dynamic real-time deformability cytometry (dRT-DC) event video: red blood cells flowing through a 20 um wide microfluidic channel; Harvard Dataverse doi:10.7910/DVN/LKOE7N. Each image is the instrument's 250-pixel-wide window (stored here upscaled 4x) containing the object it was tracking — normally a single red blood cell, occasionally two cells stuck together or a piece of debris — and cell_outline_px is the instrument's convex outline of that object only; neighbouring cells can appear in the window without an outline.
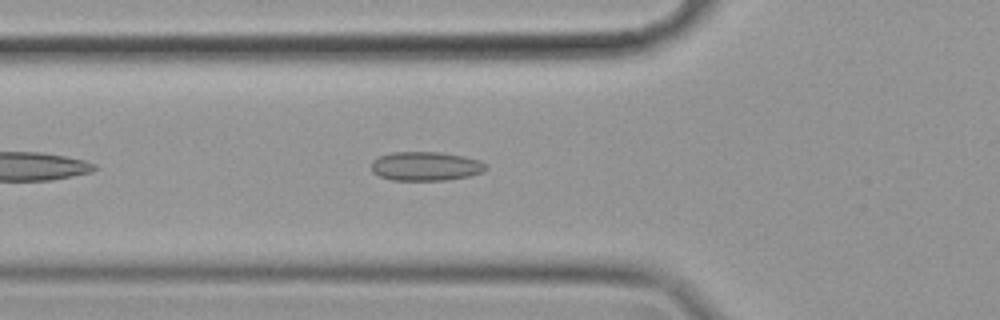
{"species": "common noctule bat (a hibernating species)", "species_latin": "Nyctalus noctula", "temperature_condition": "cold", "stored_images_in_passage": 45, "camera_frame_rate_fps": 3000, "um_per_image_px": 0.085, "animal": {"sex": "female", "body_mass_g": 19.9}, "frame": {"image": 1, "passage_image": 8, "time_ms": 2.333, "image_size_px": [1000, 320], "cell_outline_px": [[488, 168], [484, 172], [468, 176], [444, 180], [392, 180], [380, 176], [372, 172], [372, 160], [380, 156], [392, 152], [440, 152], [464, 156], [480, 160], [488, 164]], "centroid_in_image_um": [36.22, 14.12], "position_along_channel_um": 89.6, "area_um2": 19.48}}
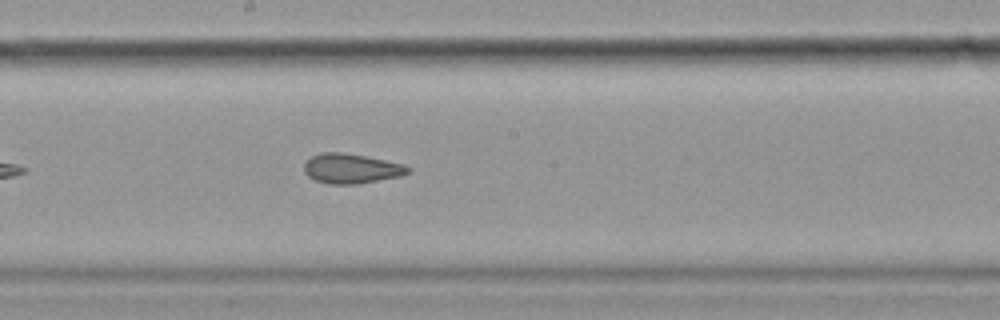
{"frame": {"image": 2, "passage_image": 19, "time_ms": 6.0, "image_size_px": [1000, 320], "cell_outline_px": [[412, 168], [408, 172], [400, 176], [356, 184], [328, 184], [316, 180], [308, 176], [304, 172], [304, 164], [312, 156], [320, 152], [340, 152], [364, 156], [404, 164]], "centroid_in_image_um": [29.84, 14.32], "position_along_channel_um": 218.4, "area_um2": 17.86}}
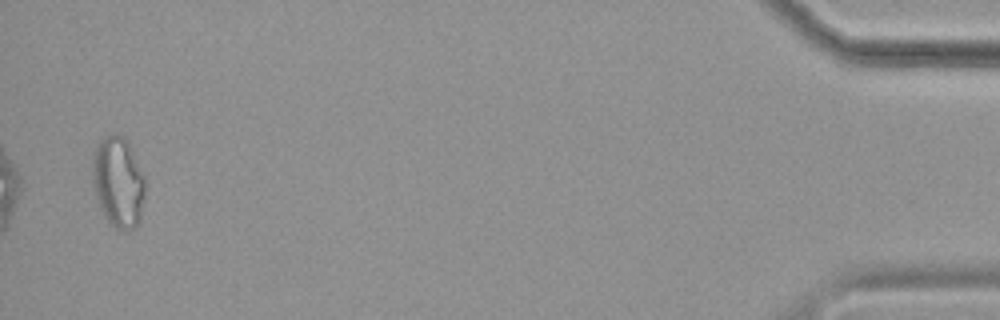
{"frame": {"image": 3, "passage_image": 44, "time_ms": 14.333, "image_size_px": [1000, 320], "cell_outline_px": [[144, 196], [140, 224], [136, 228], [116, 228], [104, 216], [100, 208], [96, 196], [92, 180], [92, 156], [96, 144], [104, 136], [116, 132], [124, 136], [144, 176]], "centroid_in_image_um": [10.03, 15.44], "position_along_channel_um": 425.2, "area_um2": 27.86}, "authors_computed_cell_mechanics": {"area_um2": 19.1896, "velocity_mm_per_s": 3.5043, "shape_relaxation_time_tau1_ms": null, "shape_relaxation_time_tau2_ms": 3.8511, "deformation_change_tau1": null, "deformation_change_tau2": 0.1002}}